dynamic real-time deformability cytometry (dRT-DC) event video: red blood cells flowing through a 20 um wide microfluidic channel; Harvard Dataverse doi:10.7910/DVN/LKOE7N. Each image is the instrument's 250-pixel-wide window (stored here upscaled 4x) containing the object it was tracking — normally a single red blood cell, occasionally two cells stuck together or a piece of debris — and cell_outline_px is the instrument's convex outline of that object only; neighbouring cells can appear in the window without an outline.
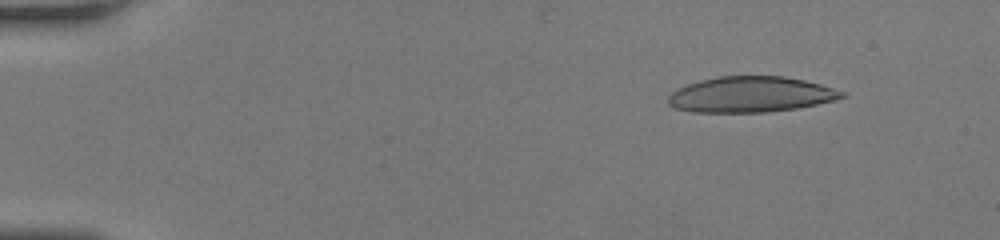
{"species": "human", "species_latin": "Homo sapiens", "temperature_condition": "room temperature", "stored_images_in_passage": 52, "camera_frame_rate_fps": 3000, "um_per_image_px": 0.085, "donor": {"sex": "female"}, "frame": {"image": 1, "passage_image": 7, "time_ms": 2.0, "image_size_px": [1000, 240], "cell_outline_px": [[848, 96], [836, 100], [796, 108], [768, 112], [692, 112], [676, 108], [668, 104], [668, 96], [676, 88], [700, 80], [720, 76], [784, 76], [804, 80], [820, 84], [848, 92]], "centroid_in_image_um": [63.84, 8.03], "position_along_channel_um": 21.2, "area_um2": 36.3}}
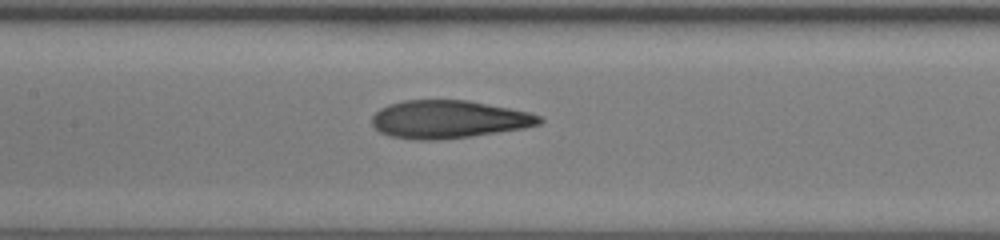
{"frame": {"image": 2, "passage_image": 27, "time_ms": 8.667, "image_size_px": [1000, 240], "cell_outline_px": [[544, 120], [540, 124], [524, 128], [472, 136], [436, 140], [416, 140], [388, 136], [380, 132], [372, 124], [372, 116], [380, 108], [388, 104], [404, 100], [468, 100], [528, 112], [540, 116]], "centroid_in_image_um": [38.1, 10.15], "position_along_channel_um": 169.3, "area_um2": 36.99}}
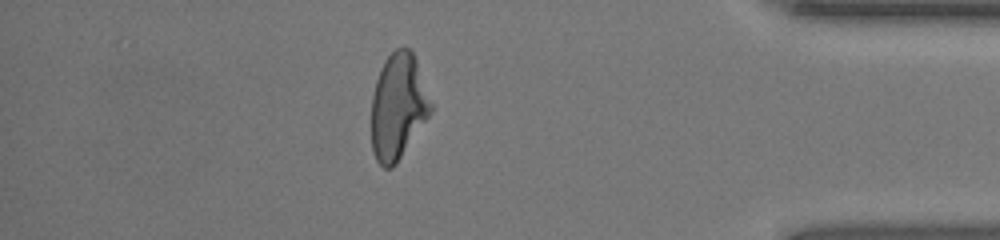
{"frame": {"image": 3, "passage_image": 46, "time_ms": 15.0, "image_size_px": [1000, 240], "cell_outline_px": [[432, 108], [428, 116], [396, 164], [392, 168], [384, 168], [376, 160], [372, 152], [372, 96], [376, 80], [380, 68], [384, 60], [396, 48], [408, 48], [412, 52], [416, 60], [432, 104]], "centroid_in_image_um": [33.81, 9.06], "position_along_channel_um": 401.4, "area_um2": 36.18}, "authors_computed_cell_mechanics": {"area_um2": 37.1654, "velocity_mm_per_s": 4.1487, "shape_relaxation_time_tau1_ms": null, "shape_relaxation_time_tau2_ms": 2.0764, "deformation_change_tau1": null, "deformation_change_tau2": 0.1044}}